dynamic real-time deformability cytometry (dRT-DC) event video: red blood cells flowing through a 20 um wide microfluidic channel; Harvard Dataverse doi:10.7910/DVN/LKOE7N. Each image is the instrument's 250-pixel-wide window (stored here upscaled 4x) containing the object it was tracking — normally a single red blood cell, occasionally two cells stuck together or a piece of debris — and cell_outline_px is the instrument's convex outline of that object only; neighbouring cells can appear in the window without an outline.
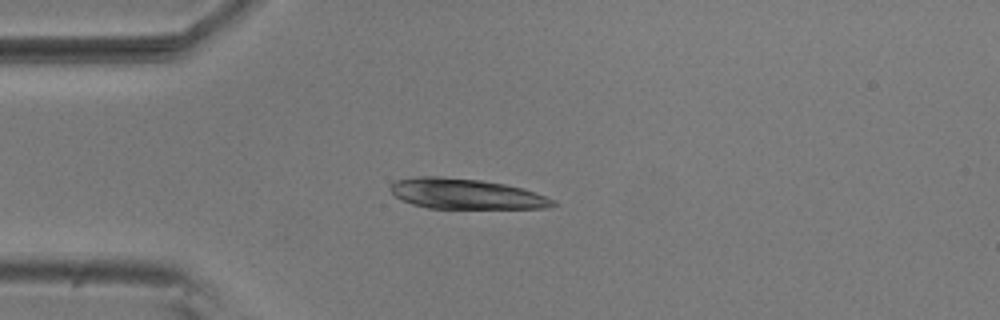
{"species": "common noctule bat (a hibernating species)", "species_latin": "Nyctalus noctula", "temperature_condition": "room temperature", "stored_images_in_passage": 1, "camera_frame_rate_fps": 3000, "um_per_image_px": 0.085, "animal": {"sex": "male", "body_mass_g": 20.5, "forearm_length_mm": 52.5}, "frame": {"image": 1, "passage_image": 1, "time_ms": 0.0, "image_size_px": [1000, 320], "cell_outline_px": [[556, 204], [548, 208], [428, 208], [412, 204], [396, 196], [388, 188], [396, 180], [416, 176], [440, 176], [480, 180], [504, 184], [536, 192], [556, 200]], "centroid_in_image_um": [39.6, 16.48], "position_along_channel_um": 45.4, "area_um2": 28.61}}